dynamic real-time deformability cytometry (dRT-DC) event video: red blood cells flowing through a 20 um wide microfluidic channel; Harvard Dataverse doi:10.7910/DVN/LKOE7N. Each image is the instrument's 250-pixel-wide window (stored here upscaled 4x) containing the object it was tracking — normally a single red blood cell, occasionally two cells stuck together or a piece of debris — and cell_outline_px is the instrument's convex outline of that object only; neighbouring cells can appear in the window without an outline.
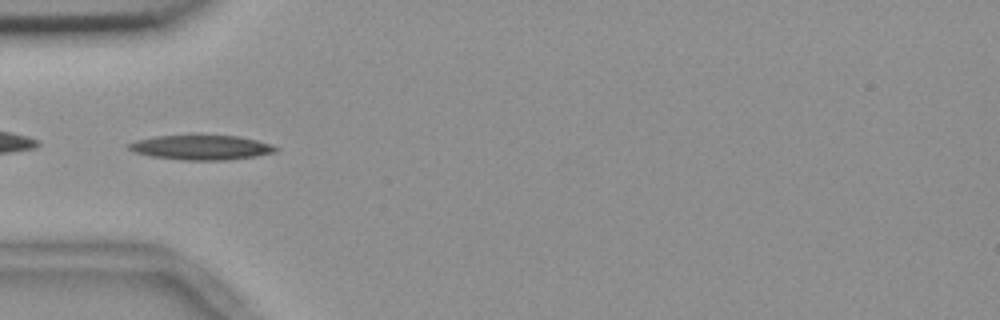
{"species": "common noctule bat (a hibernating species)", "species_latin": "Nyctalus noctula", "temperature_condition": "room temperature", "stored_images_in_passage": 38, "camera_frame_rate_fps": 3000, "um_per_image_px": 0.085, "animal": {"sex": "female", "body_mass_g": 18.4}, "frame": {"image": 1, "passage_image": 1, "time_ms": 0.0, "image_size_px": [1000, 320], "cell_outline_px": [[280, 148], [276, 152], [256, 156], [228, 160], [180, 160], [152, 156], [136, 152], [128, 148], [128, 144], [136, 140], [156, 136], [196, 132], [200, 132], [240, 136], [272, 144]], "centroid_in_image_um": [17.14, 12.48], "position_along_channel_um": 67.9, "area_um2": 22.25}}
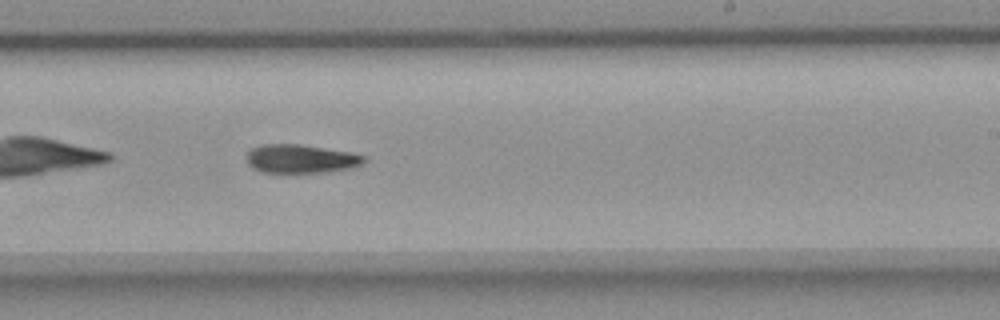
{"frame": {"image": 2, "passage_image": 17, "time_ms": 5.333, "image_size_px": [1000, 320], "cell_outline_px": [[368, 160], [364, 164], [352, 168], [328, 172], [260, 172], [252, 168], [248, 164], [248, 152], [252, 148], [264, 144], [296, 144], [352, 152], [368, 156]], "centroid_in_image_um": [25.65, 13.5], "position_along_channel_um": 263.3, "area_um2": 19.71}}
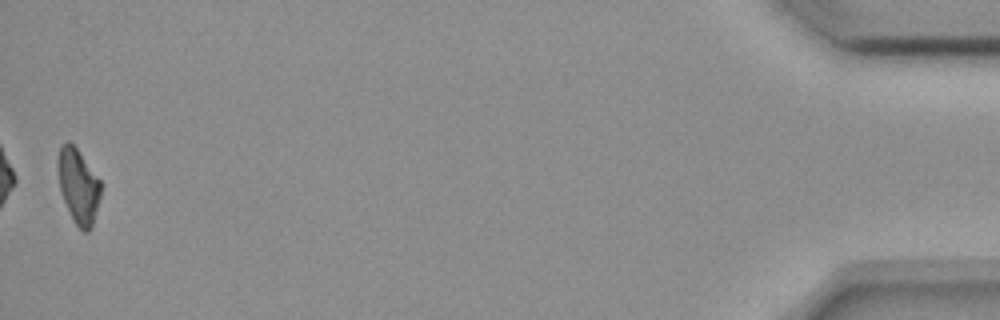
{"frame": {"image": 3, "passage_image": 38, "time_ms": 12.333, "image_size_px": [1000, 320], "cell_outline_px": [[100, 196], [92, 228], [88, 232], [84, 232], [76, 224], [60, 192], [56, 164], [60, 144], [68, 140], [76, 148], [100, 180]], "centroid_in_image_um": [6.63, 15.79], "position_along_channel_um": 428.6, "area_um2": 18.55}}